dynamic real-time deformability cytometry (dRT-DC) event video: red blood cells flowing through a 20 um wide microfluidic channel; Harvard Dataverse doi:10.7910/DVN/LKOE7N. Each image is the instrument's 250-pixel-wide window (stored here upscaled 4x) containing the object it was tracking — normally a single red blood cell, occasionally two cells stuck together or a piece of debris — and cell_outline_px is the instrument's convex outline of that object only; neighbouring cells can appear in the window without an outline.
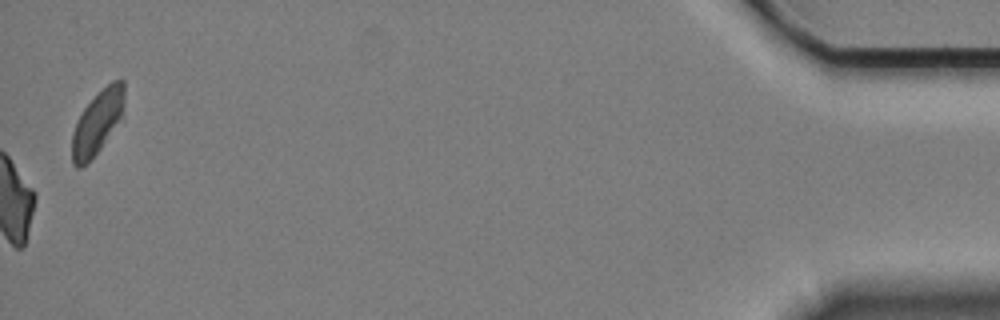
{"species": "Egyptian fruit bat (a non-hibernating species)", "species_latin": "Rousettus aegyptiacus", "temperature_condition": "cold", "stored_images_in_passage": 59, "camera_frame_rate_fps": 3000, "um_per_image_px": 0.085, "animal": {"sex": "female"}, "frame": {"image": 1, "passage_image": 59, "time_ms": 19.333, "image_size_px": [1000, 320], "cell_outline_px": [[124, 120], [100, 148], [80, 168], [76, 168], [72, 164], [72, 132], [76, 120], [80, 112], [112, 80], [124, 80]], "centroid_in_image_um": [8.31, 10.4], "position_along_channel_um": 426.9, "area_um2": 19.59}, "authors_computed_cell_mechanics": {"area_um2": 25.0852, "velocity_mm_per_s": 3.3745, "shape_relaxation_time_tau1_ms": 5.0285, "shape_relaxation_time_tau2_ms": 8.1755, "deformation_change_tau1": 0.1506, "deformation_change_tau2": 0.163}}